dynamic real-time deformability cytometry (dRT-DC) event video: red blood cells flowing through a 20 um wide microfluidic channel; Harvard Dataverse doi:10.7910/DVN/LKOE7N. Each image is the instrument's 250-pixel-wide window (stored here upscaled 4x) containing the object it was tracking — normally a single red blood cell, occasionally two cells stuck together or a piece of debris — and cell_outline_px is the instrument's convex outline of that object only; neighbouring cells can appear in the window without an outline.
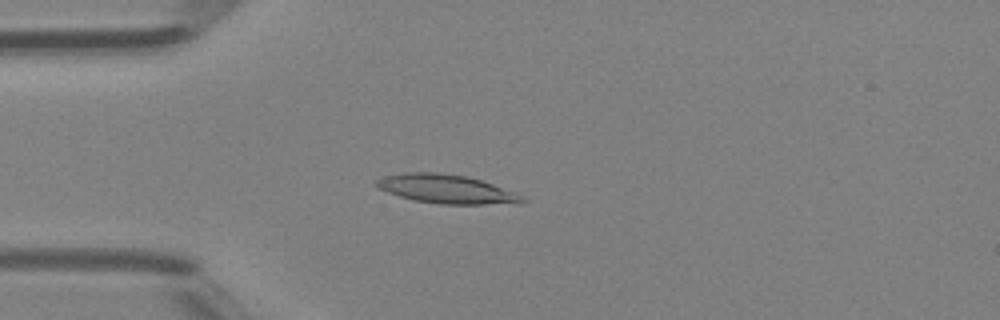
{"species": "Egyptian fruit bat (a non-hibernating species)", "species_latin": "Rousettus aegyptiacus", "temperature_condition": "room temperature", "stored_images_in_passage": 48, "camera_frame_rate_fps": 3000, "um_per_image_px": 0.085, "animal": {"sex": "female"}, "frame": {"image": 1, "passage_image": 13, "time_ms": 4.0, "image_size_px": [1000, 320], "cell_outline_px": [[528, 200], [524, 204], [440, 204], [416, 200], [400, 196], [388, 192], [380, 188], [376, 184], [376, 180], [384, 176], [408, 172], [432, 172], [468, 176], [492, 184], [524, 196]], "centroid_in_image_um": [38.03, 16.08], "position_along_channel_um": 47.0, "area_um2": 24.33}}
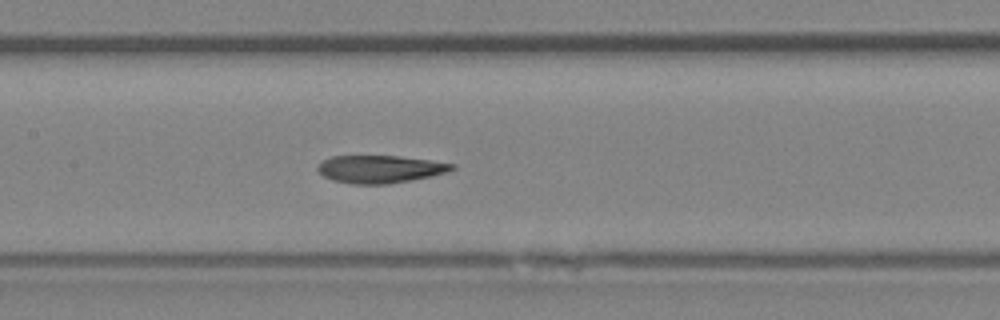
{"frame": {"image": 2, "passage_image": 23, "time_ms": 7.333, "image_size_px": [1000, 320], "cell_outline_px": [[456, 168], [448, 172], [412, 180], [388, 184], [352, 184], [332, 180], [324, 176], [316, 168], [324, 160], [332, 156], [400, 156], [456, 164]], "centroid_in_image_um": [32.33, 14.38], "position_along_channel_um": 175.1, "area_um2": 21.56}}
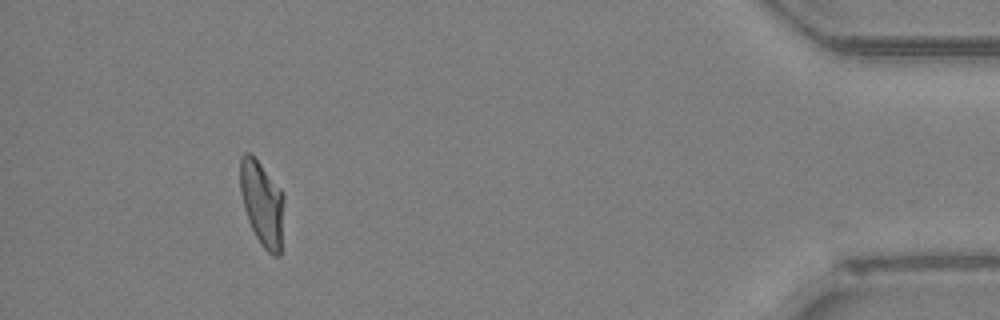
{"frame": {"image": 3, "passage_image": 44, "time_ms": 14.333, "image_size_px": [1000, 320], "cell_outline_px": [[284, 200], [280, 256], [272, 256], [260, 244], [248, 220], [244, 208], [240, 192], [240, 156], [244, 152], [252, 152], [280, 188], [284, 196]], "centroid_in_image_um": [22.27, 17.25], "position_along_channel_um": 412.9, "area_um2": 21.96}, "authors_computed_cell_mechanics": {"area_um2": 22.3975, "velocity_mm_per_s": 4.3109, "shape_relaxation_time_tau1_ms": null, "shape_relaxation_time_tau2_ms": 1.5232, "deformation_change_tau1": null, "deformation_change_tau2": 0.0824}}